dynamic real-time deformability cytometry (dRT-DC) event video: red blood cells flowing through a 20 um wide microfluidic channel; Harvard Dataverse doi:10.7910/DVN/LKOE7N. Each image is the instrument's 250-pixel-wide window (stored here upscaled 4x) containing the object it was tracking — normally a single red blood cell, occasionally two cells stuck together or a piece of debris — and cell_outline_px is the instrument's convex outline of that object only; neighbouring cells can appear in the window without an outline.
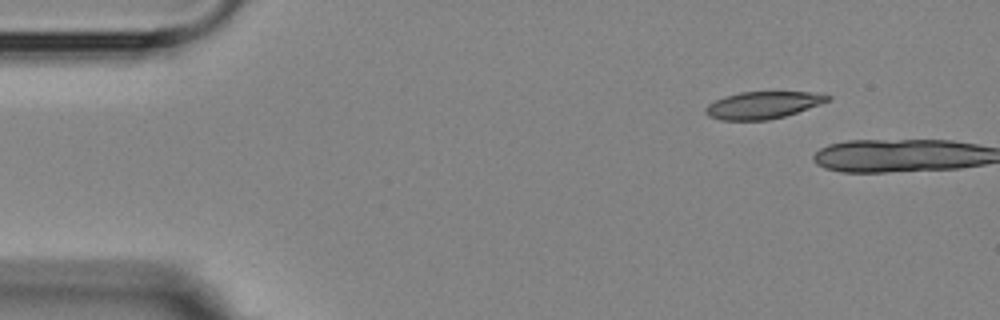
{"species": "Egyptian fruit bat (a non-hibernating species)", "species_latin": "Rousettus aegyptiacus", "temperature_condition": "room temperature", "stored_images_in_passage": 5, "camera_frame_rate_fps": 3000, "um_per_image_px": 0.085, "animal": {"sex": "female"}, "frame": {"image": 1, "passage_image": 1, "time_ms": 0.0, "image_size_px": [1000, 320], "cell_outline_px": [[832, 96], [828, 100], [820, 104], [784, 116], [768, 120], [720, 120], [708, 116], [704, 112], [704, 108], [708, 104], [724, 96], [740, 92], [812, 92]], "centroid_in_image_um": [64.79, 8.93], "position_along_channel_um": 20.2, "area_um2": 19.19}}